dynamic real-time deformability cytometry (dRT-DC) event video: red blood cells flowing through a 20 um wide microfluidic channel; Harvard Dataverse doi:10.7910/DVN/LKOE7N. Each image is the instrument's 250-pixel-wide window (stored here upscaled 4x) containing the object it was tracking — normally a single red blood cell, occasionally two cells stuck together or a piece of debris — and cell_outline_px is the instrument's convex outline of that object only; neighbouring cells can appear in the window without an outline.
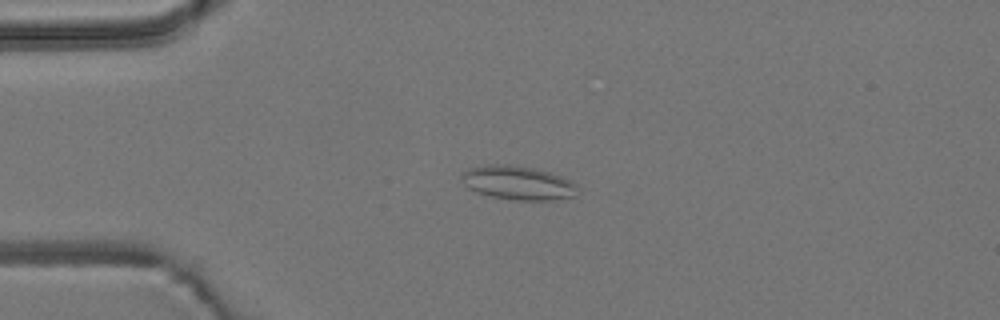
{"species": "common noctule bat (a hibernating species)", "species_latin": "Nyctalus noctula", "temperature_condition": "room temperature", "stored_images_in_passage": 53, "camera_frame_rate_fps": 3000, "um_per_image_px": 0.085, "animal": {"sex": "male", "body_mass_g": 19.2, "forearm_length_mm": 51.8}, "frame": {"image": 1, "passage_image": 12, "time_ms": 3.667, "image_size_px": [1000, 320], "cell_outline_px": [[580, 192], [576, 196], [552, 200], [512, 200], [492, 196], [476, 192], [468, 188], [460, 180], [460, 172], [468, 168], [488, 164], [508, 164], [532, 168], [548, 172], [560, 176], [576, 184]], "centroid_in_image_um": [43.99, 15.54], "position_along_channel_um": 41.0, "area_um2": 23.12}}
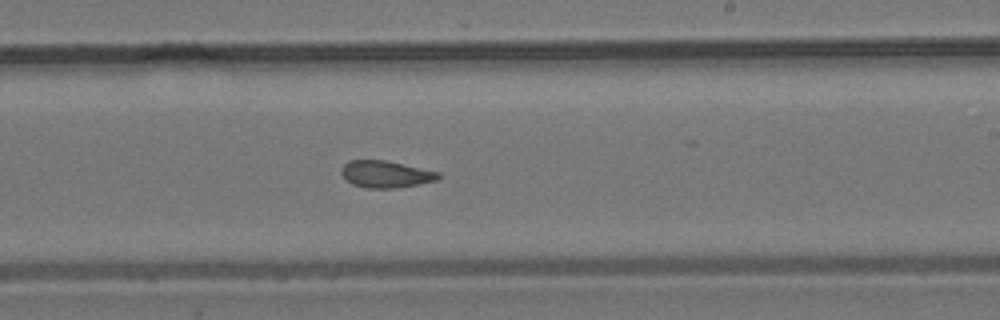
{"frame": {"image": 2, "passage_image": 31, "time_ms": 10.0, "image_size_px": [1000, 320], "cell_outline_px": [[440, 176], [436, 180], [396, 188], [364, 188], [352, 184], [340, 172], [340, 168], [348, 160], [388, 160], [440, 172]], "centroid_in_image_um": [32.76, 14.79], "position_along_channel_um": 256.2, "area_um2": 15.26}}
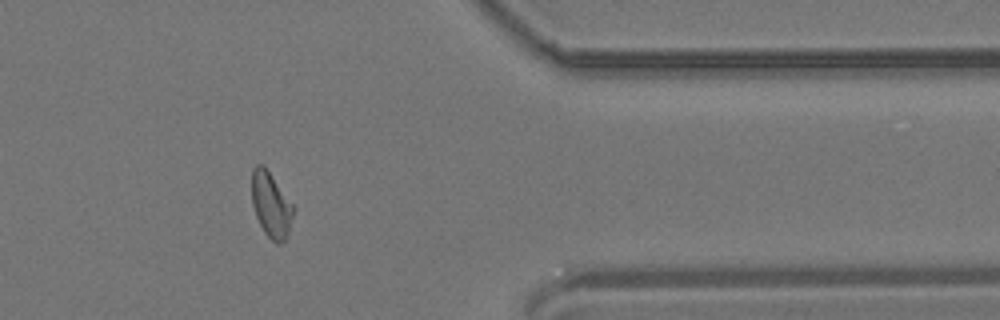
{"frame": {"image": 3, "passage_image": 43, "time_ms": 14.0, "image_size_px": [1000, 320], "cell_outline_px": [[296, 208], [288, 232], [284, 240], [280, 244], [276, 244], [264, 232], [256, 216], [252, 204], [252, 168], [256, 164], [264, 164]], "centroid_in_image_um": [23.04, 17.38], "position_along_channel_um": 388.4, "area_um2": 15.95}, "authors_computed_cell_mechanics": {"area_um2": 15.9528, "velocity_mm_per_s": 3.8136, "shape_relaxation_time_tau1_ms": null, "shape_relaxation_time_tau2_ms": 1.8783, "deformation_change_tau1": null, "deformation_change_tau2": 0.0895}}